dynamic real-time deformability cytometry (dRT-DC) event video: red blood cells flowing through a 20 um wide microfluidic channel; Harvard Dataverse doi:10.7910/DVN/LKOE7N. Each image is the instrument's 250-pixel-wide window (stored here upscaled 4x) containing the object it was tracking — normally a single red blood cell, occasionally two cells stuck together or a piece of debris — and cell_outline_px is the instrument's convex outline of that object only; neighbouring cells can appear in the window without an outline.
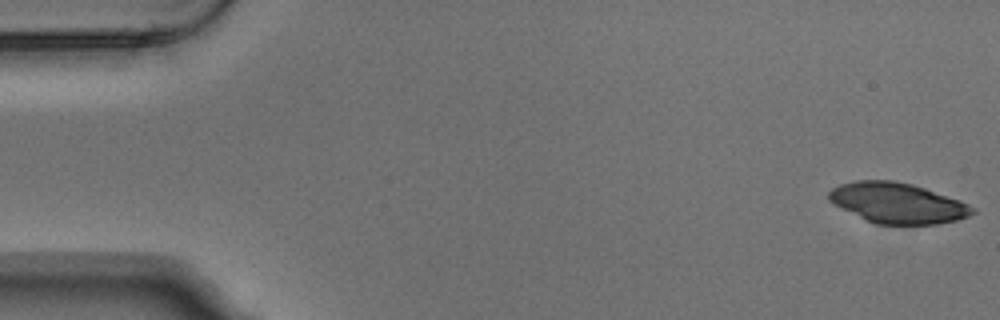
{"species": "Egyptian fruit bat (a non-hibernating species)", "species_latin": "Rousettus aegyptiacus", "temperature_condition": "warm", "stored_images_in_passage": 7, "camera_frame_rate_fps": 3000, "um_per_image_px": 0.085, "animal": {"sex": "male"}, "frame": {"image": 1, "passage_image": 1, "time_ms": 0.0, "image_size_px": [1000, 320], "cell_outline_px": [[976, 212], [968, 216], [956, 220], [936, 224], [876, 224], [832, 204], [828, 200], [828, 192], [832, 188], [840, 184], [856, 180], [892, 180], [912, 184], [960, 200], [976, 208]], "centroid_in_image_um": [76.28, 17.25], "position_along_channel_um": 8.7, "area_um2": 33.76}}